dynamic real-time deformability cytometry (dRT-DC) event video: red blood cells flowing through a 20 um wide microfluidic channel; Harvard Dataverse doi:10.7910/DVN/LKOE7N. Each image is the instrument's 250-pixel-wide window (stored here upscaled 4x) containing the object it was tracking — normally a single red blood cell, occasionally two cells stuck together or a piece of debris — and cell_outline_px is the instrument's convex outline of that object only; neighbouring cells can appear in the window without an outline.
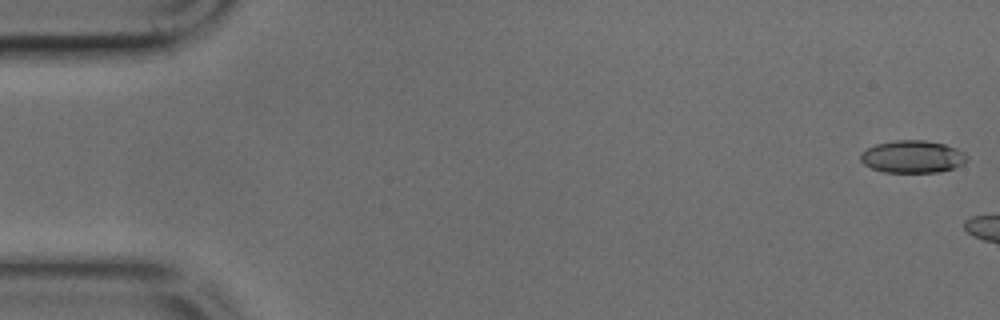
{"species": "common noctule bat (a hibernating species)", "species_latin": "Nyctalus noctula", "temperature_condition": "cold", "stored_images_in_passage": 5, "camera_frame_rate_fps": 3000, "um_per_image_px": 0.085, "animal": {"sex": "male", "body_mass_g": 17.9, "forearm_length_mm": 54.2}, "frame": {"image": 1, "passage_image": 1, "time_ms": 0.0, "image_size_px": [1000, 320], "cell_outline_px": [[968, 160], [964, 164], [940, 172], [884, 172], [872, 168], [864, 164], [860, 160], [860, 152], [876, 144], [896, 140], [924, 140], [944, 144], [956, 148], [964, 152], [968, 156]], "centroid_in_image_um": [77.58, 13.32], "position_along_channel_um": 7.4, "area_um2": 20.17}}